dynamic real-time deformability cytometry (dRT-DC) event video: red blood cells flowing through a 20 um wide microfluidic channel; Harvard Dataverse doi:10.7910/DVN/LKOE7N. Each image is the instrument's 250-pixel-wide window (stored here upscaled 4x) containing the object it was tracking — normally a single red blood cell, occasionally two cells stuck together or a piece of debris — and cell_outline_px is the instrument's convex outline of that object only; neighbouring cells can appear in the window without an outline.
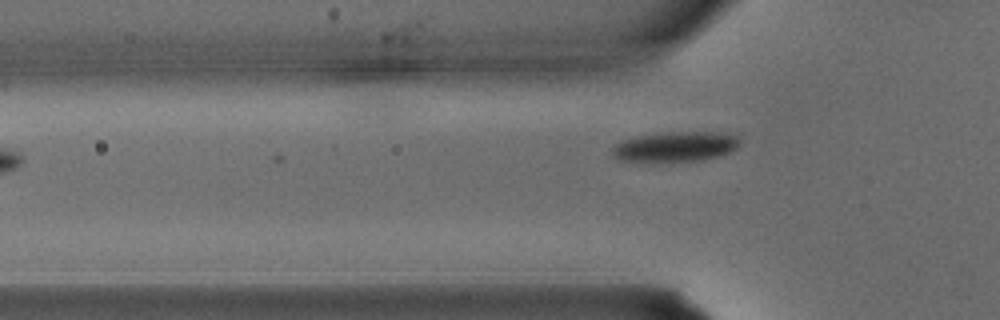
{"species": "common noctule bat (a hibernating species)", "species_latin": "Nyctalus noctula", "temperature_condition": "warm", "stored_images_in_passage": 4, "camera_frame_rate_fps": 3000, "um_per_image_px": 0.085, "animal": {"sex": "male", "body_mass_g": 15.6}, "frame": {"image": 1, "passage_image": 4, "time_ms": 1.0, "image_size_px": [1000, 320], "cell_outline_px": [[740, 144], [736, 148], [720, 156], [704, 160], [672, 164], [640, 164], [620, 160], [612, 156], [612, 148], [616, 144], [624, 140], [640, 136], [668, 132], [724, 132], [736, 136], [740, 140]], "centroid_in_image_um": [57.37, 12.54], "position_along_channel_um": 68.4, "area_um2": 23.47}}